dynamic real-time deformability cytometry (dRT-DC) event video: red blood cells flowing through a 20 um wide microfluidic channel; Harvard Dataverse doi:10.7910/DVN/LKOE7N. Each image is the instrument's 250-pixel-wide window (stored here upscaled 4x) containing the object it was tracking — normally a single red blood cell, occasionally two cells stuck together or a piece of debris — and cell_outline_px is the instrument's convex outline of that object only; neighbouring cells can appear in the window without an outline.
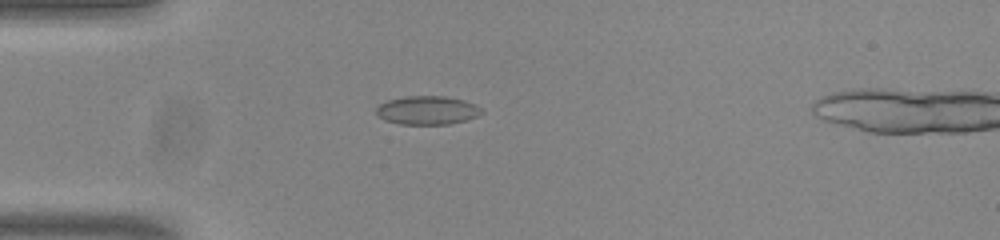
{"species": "common noctule bat (a hibernating species)", "species_latin": "Nyctalus noctula", "temperature_condition": "room temperature", "stored_images_in_passage": 34, "camera_frame_rate_fps": 3000, "um_per_image_px": 0.085, "animal": {"sex": "male", "body_mass_g": 20.0, "forearm_length_mm": 53.3}, "frame": {"image": 1, "passage_image": 2, "time_ms": 0.333, "image_size_px": [1000, 240], "cell_outline_px": [[484, 112], [468, 120], [448, 124], [400, 124], [384, 120], [376, 112], [376, 108], [380, 104], [388, 100], [404, 96], [444, 96], [464, 100], [476, 104]], "centroid_in_image_um": [36.34, 9.37], "position_along_channel_um": 48.7, "area_um2": 17.57}}
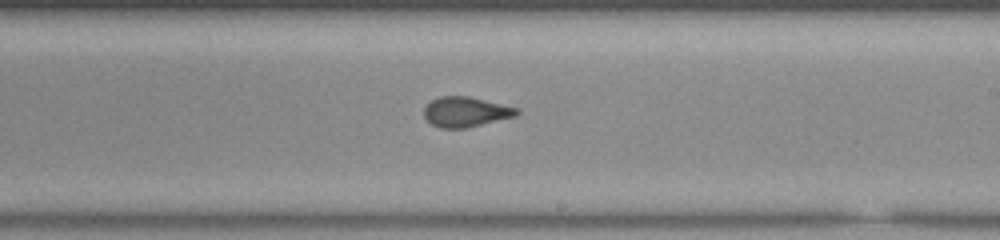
{"frame": {"image": 2, "passage_image": 19, "time_ms": 6.0, "image_size_px": [1000, 240], "cell_outline_px": [[520, 112], [516, 116], [464, 128], [440, 128], [432, 124], [424, 116], [424, 108], [432, 100], [440, 96], [468, 96], [520, 108]], "centroid_in_image_um": [39.6, 9.5], "position_along_channel_um": 249.4, "area_um2": 16.13}}
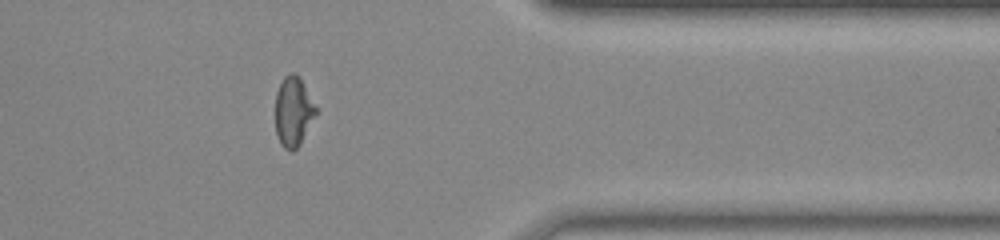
{"frame": {"image": 3, "passage_image": 31, "time_ms": 10.0, "image_size_px": [1000, 240], "cell_outline_px": [[320, 108], [300, 144], [292, 152], [284, 148], [280, 144], [276, 132], [276, 92], [284, 76], [292, 72], [300, 76]], "centroid_in_image_um": [24.98, 9.45], "position_along_channel_um": 386.4, "area_um2": 16.94}, "authors_computed_cell_mechanics": {"area_um2": 16.5308, "velocity_mm_per_s": 3.8047, "shape_relaxation_time_tau1_ms": null, "shape_relaxation_time_tau2_ms": 0.9289, "deformation_change_tau1": null, "deformation_change_tau2": 0.0593}}